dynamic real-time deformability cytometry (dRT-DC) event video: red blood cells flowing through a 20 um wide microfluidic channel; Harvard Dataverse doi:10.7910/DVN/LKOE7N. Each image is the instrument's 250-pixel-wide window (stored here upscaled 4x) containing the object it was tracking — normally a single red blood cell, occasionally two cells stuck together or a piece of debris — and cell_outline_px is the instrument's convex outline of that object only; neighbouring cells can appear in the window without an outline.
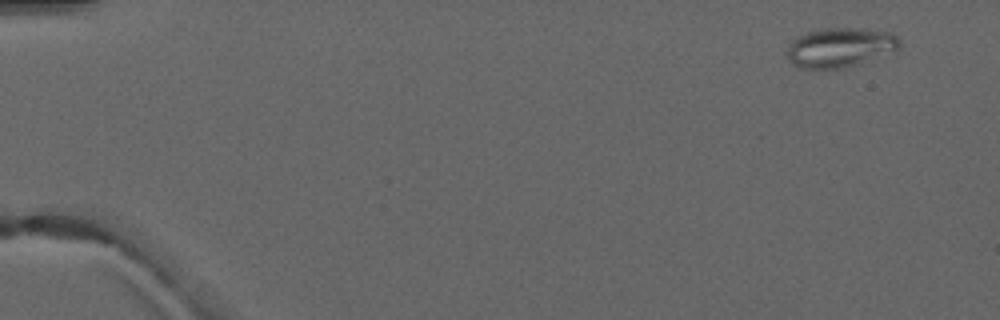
{"species": "common noctule bat (a hibernating species)", "species_latin": "Nyctalus noctula", "temperature_condition": "warm", "stored_images_in_passage": 7, "camera_frame_rate_fps": 3000, "um_per_image_px": 0.085, "animal": {"sex": "male", "forearm_length_mm": 52.5}, "frame": {"image": 1, "passage_image": 1, "time_ms": 0.0, "image_size_px": [1000, 320], "cell_outline_px": [[900, 44], [896, 52], [860, 64], [844, 68], [804, 68], [792, 64], [788, 60], [788, 44], [796, 36], [808, 32], [824, 28], [852, 28], [892, 32], [900, 40]], "centroid_in_image_um": [71.44, 4.04], "position_along_channel_um": 13.6, "area_um2": 26.13}}